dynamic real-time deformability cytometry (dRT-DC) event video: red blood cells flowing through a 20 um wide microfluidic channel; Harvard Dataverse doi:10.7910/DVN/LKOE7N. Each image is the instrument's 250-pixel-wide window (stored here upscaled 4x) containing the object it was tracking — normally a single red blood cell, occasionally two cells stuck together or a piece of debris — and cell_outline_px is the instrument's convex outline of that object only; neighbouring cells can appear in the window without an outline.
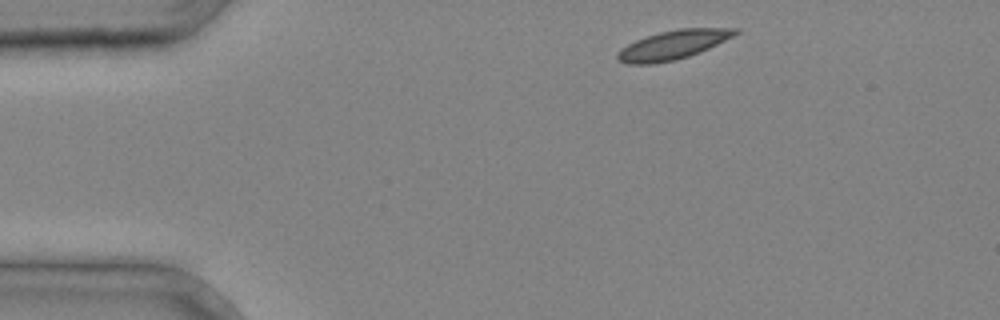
{"species": "common noctule bat (a hibernating species)", "species_latin": "Nyctalus noctula", "temperature_condition": "cold", "stored_images_in_passage": 3, "segment_of_instrument_passage": [1, 2], "camera_frame_rate_fps": 3000, "um_per_image_px": 0.085, "animal": {"sex": "male", "body_mass_g": 20.4}, "frame": {"image": 1, "passage_image": 1, "time_ms": 0.0, "image_size_px": [1000, 320], "cell_outline_px": [[740, 32], [700, 52], [676, 60], [652, 64], [628, 64], [616, 60], [616, 56], [628, 44], [636, 40], [660, 32], [680, 28], [740, 28]], "centroid_in_image_um": [57.21, 3.82], "position_along_channel_um": 27.8, "area_um2": 19.59}}